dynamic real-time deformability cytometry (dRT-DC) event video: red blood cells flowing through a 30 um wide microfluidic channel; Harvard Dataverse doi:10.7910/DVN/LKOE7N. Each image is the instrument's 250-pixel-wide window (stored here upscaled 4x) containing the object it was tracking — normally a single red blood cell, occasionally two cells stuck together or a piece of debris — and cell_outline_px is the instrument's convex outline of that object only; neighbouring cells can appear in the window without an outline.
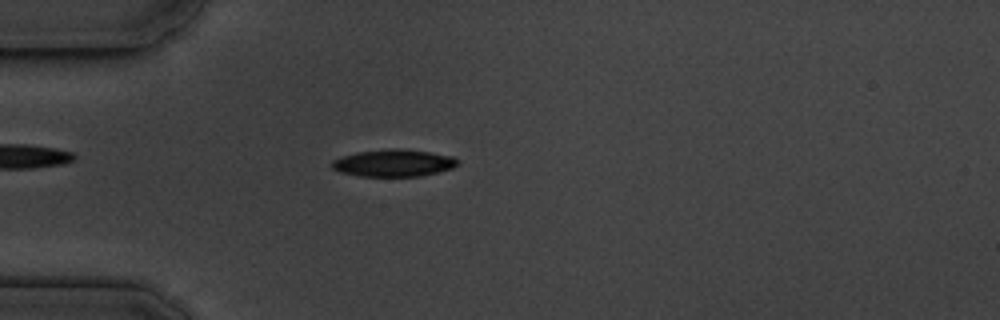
{"species": "common noctule bat (a hibernating species)", "species_latin": "Nyctalus noctula", "temperature_condition": "cold", "stored_images_in_passage": 55, "camera_frame_rate_fps": 3000, "um_per_image_px": 0.085, "animal": {"sex": "male", "body_mass_g": 19.5, "forearm_length_mm": 54.6}, "frame": {"image": 1, "passage_image": 15, "time_ms": 4.667, "image_size_px": [1000, 320], "cell_outline_px": [[460, 164], [452, 168], [420, 176], [360, 176], [340, 172], [332, 168], [328, 164], [332, 160], [340, 156], [356, 152], [388, 148], [400, 148], [428, 152], [452, 156]], "centroid_in_image_um": [33.38, 13.84], "position_along_channel_um": 51.6, "area_um2": 20.0}}
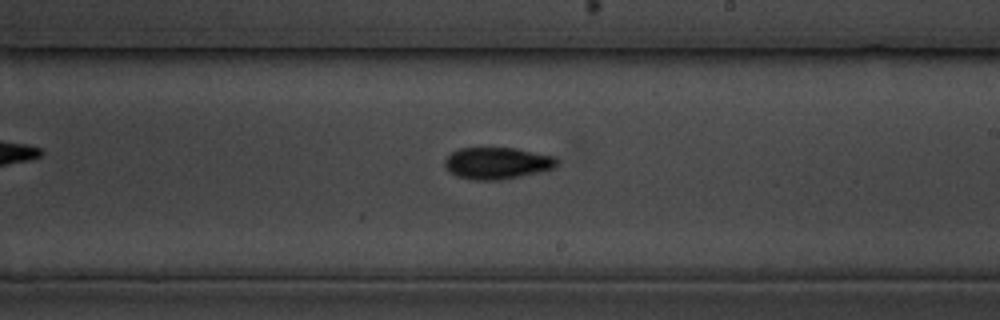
{"frame": {"image": 2, "passage_image": 32, "time_ms": 10.333, "image_size_px": [1000, 320], "cell_outline_px": [[560, 164], [556, 168], [540, 172], [520, 176], [496, 180], [476, 180], [456, 176], [448, 172], [444, 168], [444, 160], [452, 152], [460, 148], [516, 148], [556, 156], [560, 160]], "centroid_in_image_um": [42.3, 13.86], "position_along_channel_um": 246.7, "area_um2": 21.1}}
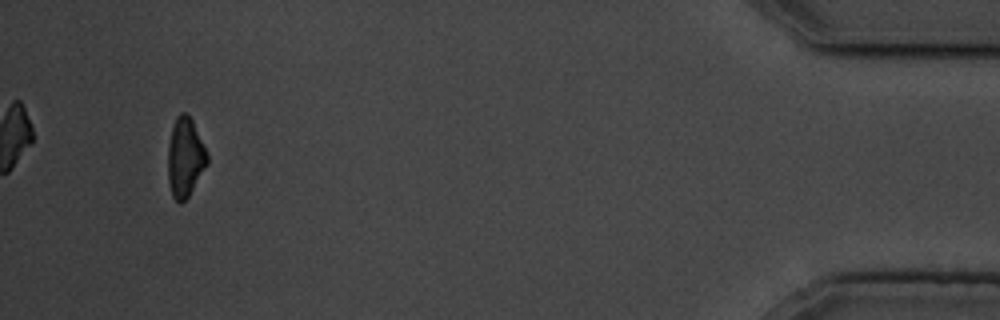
{"frame": {"image": 3, "passage_image": 52, "time_ms": 17.0, "image_size_px": [1000, 320], "cell_outline_px": [[208, 164], [188, 196], [180, 204], [172, 196], [168, 180], [168, 144], [172, 128], [176, 116], [180, 112], [184, 112], [192, 120], [208, 152]], "centroid_in_image_um": [15.74, 13.37], "position_along_channel_um": 419.5, "area_um2": 18.15}, "authors_computed_cell_mechanics": {"area_um2": 19.4786, "velocity_mm_per_s": 3.645, "shape_relaxation_time_tau1_ms": 3.24, "shape_relaxation_time_tau2_ms": null, "deformation_change_tau1": 0.1093, "deformation_change_tau2": null}}